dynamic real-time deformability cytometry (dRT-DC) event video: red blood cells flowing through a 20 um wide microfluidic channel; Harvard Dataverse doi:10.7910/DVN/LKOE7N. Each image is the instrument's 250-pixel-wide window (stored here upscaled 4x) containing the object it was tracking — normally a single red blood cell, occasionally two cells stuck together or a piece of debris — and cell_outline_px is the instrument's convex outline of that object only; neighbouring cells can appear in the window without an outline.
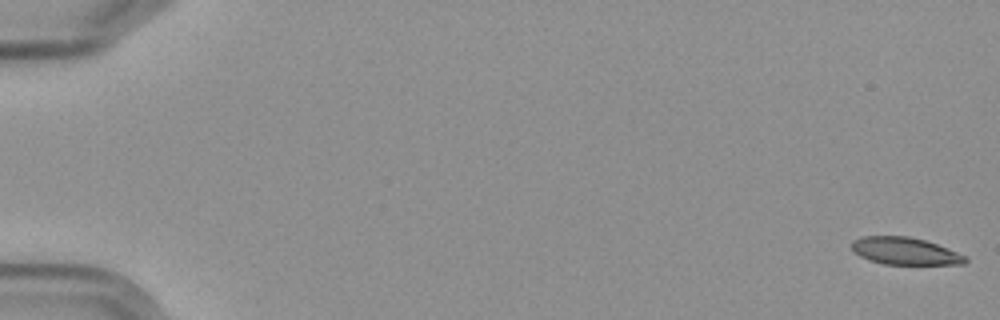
{"species": "Egyptian fruit bat (a non-hibernating species)", "species_latin": "Rousettus aegyptiacus", "temperature_condition": "cold", "stored_images_in_passage": 7, "camera_frame_rate_fps": 3000, "um_per_image_px": 0.085, "frame": {"image": 1, "passage_image": 1, "time_ms": 0.0, "image_size_px": [1000, 320], "cell_outline_px": [[968, 260], [964, 264], [884, 264], [868, 260], [852, 252], [852, 240], [860, 236], [908, 236], [924, 240], [948, 248], [968, 256]], "centroid_in_image_um": [76.91, 21.34], "position_along_channel_um": 8.1, "area_um2": 18.21}}
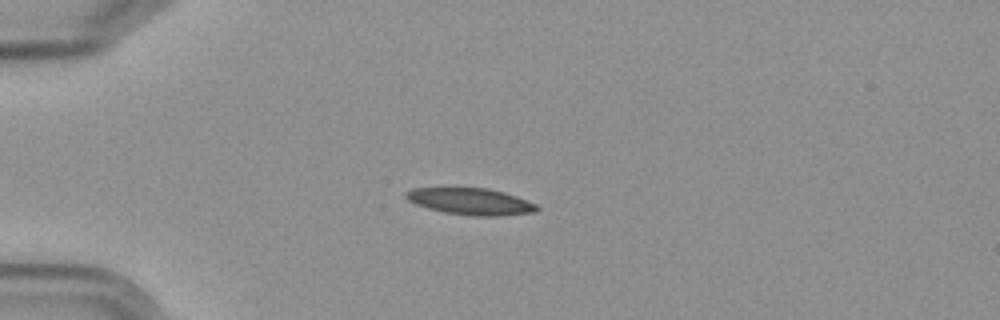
{"frame": {"image": 2, "passage_image": 5, "time_ms": 5.0, "image_size_px": [1000, 320], "cell_outline_px": [[540, 208], [536, 212], [500, 216], [472, 216], [444, 212], [428, 208], [416, 204], [408, 200], [404, 196], [404, 192], [412, 188], [488, 188], [504, 192], [516, 196], [536, 204]], "centroid_in_image_um": [40.01, 17.12], "position_along_channel_um": 45.0, "area_um2": 20.4}}
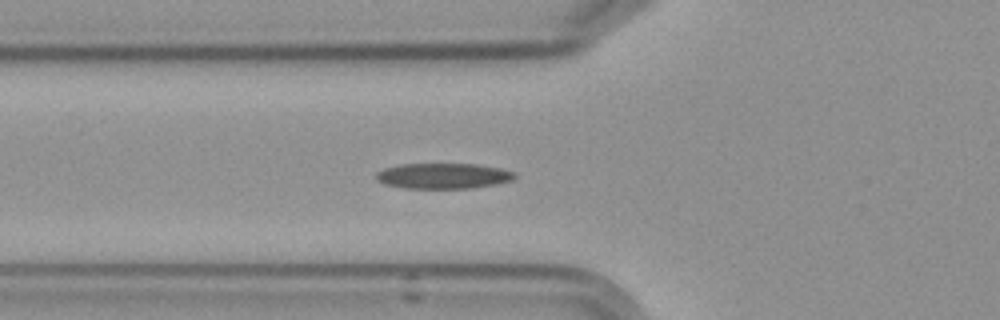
{"frame": {"image": 3, "passage_image": 7, "time_ms": 7.0, "image_size_px": [1000, 320], "cell_outline_px": [[516, 176], [512, 180], [496, 184], [468, 188], [404, 188], [384, 184], [376, 180], [376, 172], [384, 168], [400, 164], [476, 164], [500, 168], [516, 172]], "centroid_in_image_um": [37.66, 14.95], "position_along_channel_um": 88.1, "area_um2": 20.63}}